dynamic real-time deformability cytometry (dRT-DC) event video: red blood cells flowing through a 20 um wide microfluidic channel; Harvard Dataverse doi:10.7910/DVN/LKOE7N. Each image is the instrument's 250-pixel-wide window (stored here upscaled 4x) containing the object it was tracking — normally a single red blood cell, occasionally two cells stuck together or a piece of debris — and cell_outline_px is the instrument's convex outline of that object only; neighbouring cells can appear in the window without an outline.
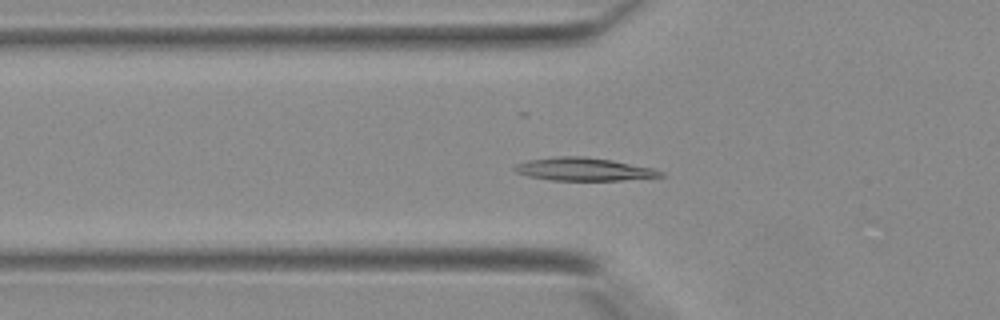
{"species": "Egyptian fruit bat (a non-hibernating species)", "species_latin": "Rousettus aegyptiacus", "temperature_condition": "warm", "stored_images_in_passage": 32, "camera_frame_rate_fps": 3000, "um_per_image_px": 0.085, "animal": {"sex": "female"}, "frame": {"image": 1, "passage_image": 4, "time_ms": 1.0, "image_size_px": [1000, 320], "cell_outline_px": [[668, 176], [620, 180], [552, 180], [528, 176], [516, 172], [512, 168], [516, 164], [528, 160], [556, 156], [584, 156], [612, 160], [652, 168], [664, 172]], "centroid_in_image_um": [49.63, 14.38], "position_along_channel_um": 76.2, "area_um2": 19.54}}
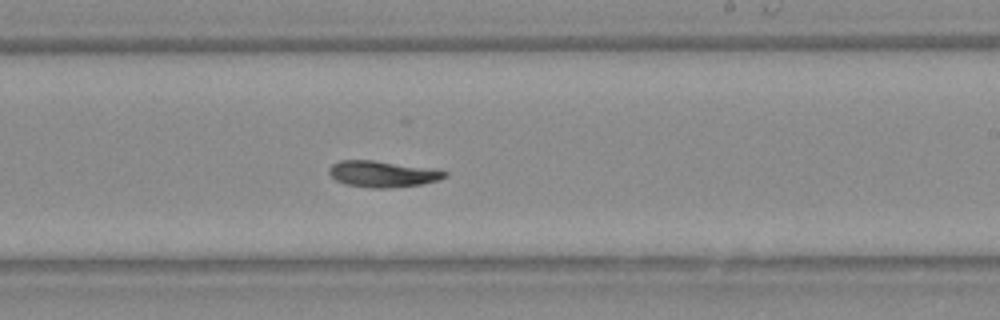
{"frame": {"image": 2, "passage_image": 15, "time_ms": 4.667, "image_size_px": [1000, 320], "cell_outline_px": [[448, 176], [436, 180], [420, 184], [388, 188], [372, 188], [344, 184], [336, 180], [328, 172], [332, 164], [340, 160], [372, 160], [448, 172]], "centroid_in_image_um": [32.44, 14.8], "position_along_channel_um": 256.6, "area_um2": 17.17}}
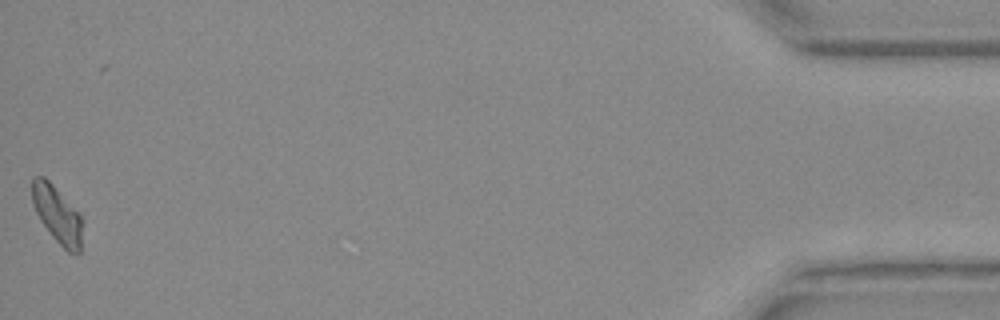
{"frame": {"image": 3, "passage_image": 31, "time_ms": 10.0, "image_size_px": [1000, 320], "cell_outline_px": [[84, 220], [80, 252], [68, 252], [52, 236], [40, 220], [32, 204], [32, 176], [44, 176], [52, 184]], "centroid_in_image_um": [4.86, 18.24], "position_along_channel_um": 430.3, "area_um2": 16.53}}